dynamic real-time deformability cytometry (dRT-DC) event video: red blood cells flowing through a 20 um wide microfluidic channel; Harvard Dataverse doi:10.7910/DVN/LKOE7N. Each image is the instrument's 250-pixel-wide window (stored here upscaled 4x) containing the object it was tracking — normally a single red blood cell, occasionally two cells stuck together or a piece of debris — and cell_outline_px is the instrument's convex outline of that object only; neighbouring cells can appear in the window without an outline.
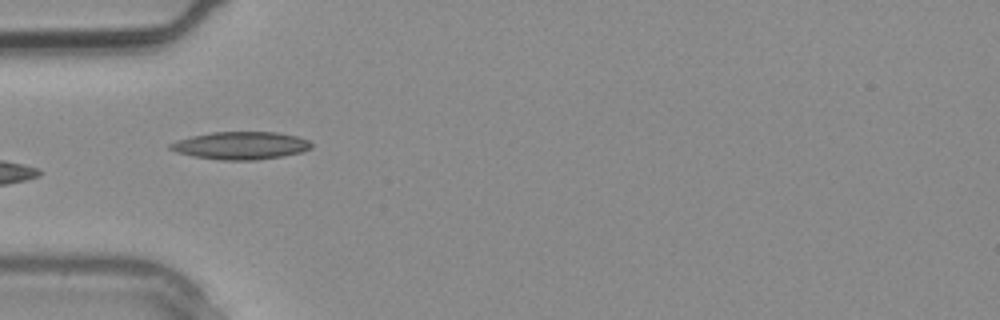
{"species": "common noctule bat (a hibernating species)", "species_latin": "Nyctalus noctula", "temperature_condition": "warm", "stored_images_in_passage": 3, "camera_frame_rate_fps": 3000, "um_per_image_px": 0.085, "animal": {"sex": "male", "body_mass_g": 20.4}, "frame": {"image": 1, "passage_image": 3, "time_ms": 0.667, "image_size_px": [1000, 320], "cell_outline_px": [[312, 148], [300, 152], [280, 156], [256, 160], [220, 160], [192, 156], [176, 152], [168, 148], [168, 144], [176, 140], [192, 136], [212, 132], [276, 132], [296, 136], [308, 140], [312, 144]], "centroid_in_image_um": [20.42, 12.37], "position_along_channel_um": 64.6, "area_um2": 22.72}}